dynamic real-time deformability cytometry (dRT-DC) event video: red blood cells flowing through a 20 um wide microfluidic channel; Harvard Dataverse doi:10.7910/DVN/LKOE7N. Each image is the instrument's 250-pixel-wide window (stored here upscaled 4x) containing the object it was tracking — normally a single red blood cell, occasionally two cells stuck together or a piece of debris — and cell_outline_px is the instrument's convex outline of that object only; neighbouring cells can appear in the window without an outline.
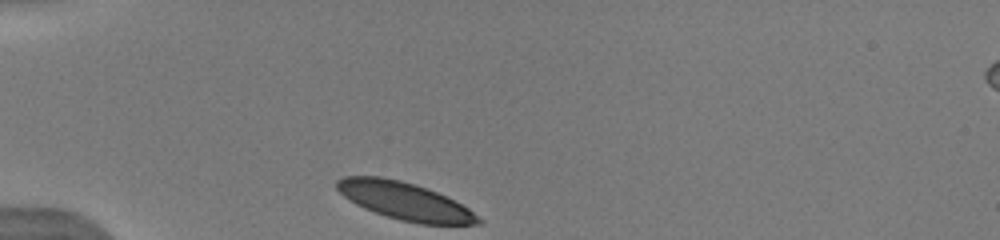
{"species": "human", "species_latin": "Homo sapiens", "temperature_condition": "warm", "stored_images_in_passage": 3, "camera_frame_rate_fps": 3000, "um_per_image_px": 0.085, "donor": {"sex": "male"}, "frame": {"image": 1, "passage_image": 1, "time_ms": 0.0, "image_size_px": [1000, 240], "cell_outline_px": [[484, 224], [420, 224], [400, 220], [364, 208], [356, 204], [344, 196], [336, 188], [336, 180], [344, 176], [380, 176], [400, 180], [436, 192], [468, 208], [484, 220]], "centroid_in_image_um": [34.4, 17.09], "position_along_channel_um": 50.6, "area_um2": 30.52}}